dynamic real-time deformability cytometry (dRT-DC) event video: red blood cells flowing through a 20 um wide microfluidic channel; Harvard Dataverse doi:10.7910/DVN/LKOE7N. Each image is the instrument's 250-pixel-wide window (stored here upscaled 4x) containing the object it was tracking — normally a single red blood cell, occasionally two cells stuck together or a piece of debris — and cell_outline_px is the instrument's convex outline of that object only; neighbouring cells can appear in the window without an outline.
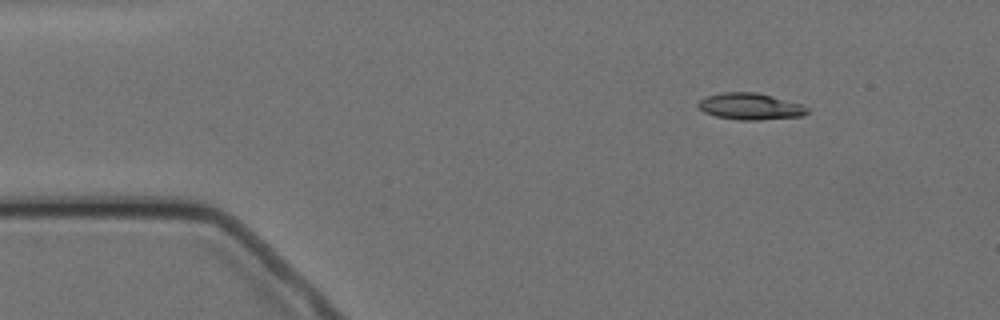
{"species": "Egyptian fruit bat (a non-hibernating species)", "species_latin": "Rousettus aegyptiacus", "temperature_condition": "cold", "stored_images_in_passage": 10, "camera_frame_rate_fps": 3000, "um_per_image_px": 0.085, "animal": {"sex": "female"}, "frame": {"image": 1, "passage_image": 2, "time_ms": 1.333, "image_size_px": [1000, 320], "cell_outline_px": [[808, 112], [804, 116], [760, 120], [740, 120], [716, 116], [704, 112], [696, 104], [700, 100], [708, 96], [720, 92], [756, 92], [772, 96], [800, 104], [808, 108]], "centroid_in_image_um": [63.77, 9.05], "position_along_channel_um": 21.2, "area_um2": 16.82}}
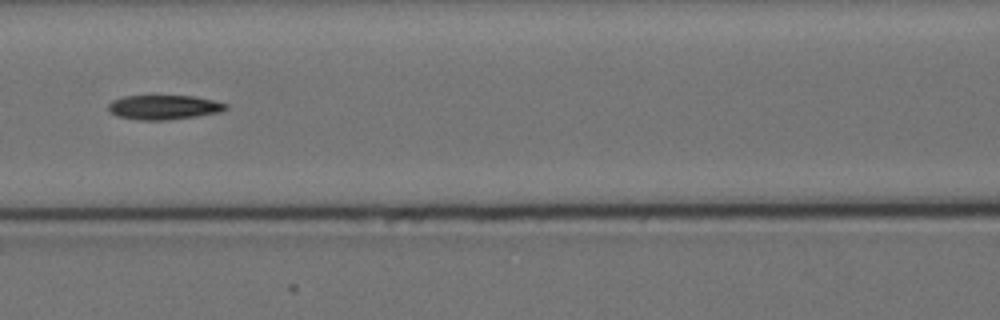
{"frame": {"image": 2, "passage_image": 7, "time_ms": 7.0, "image_size_px": [1000, 320], "cell_outline_px": [[228, 108], [224, 112], [168, 120], [140, 120], [116, 116], [108, 108], [108, 104], [112, 100], [124, 96], [192, 96], [212, 100], [228, 104]], "centroid_in_image_um": [13.95, 9.12], "position_along_channel_um": 152.6, "area_um2": 16.76}}
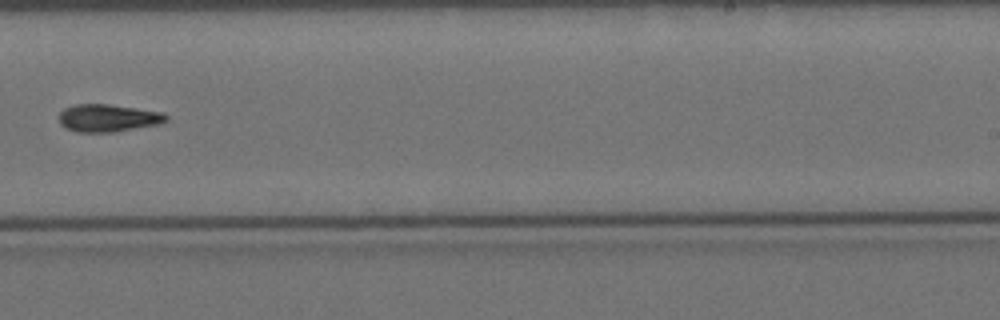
{"frame": {"image": 3, "passage_image": 10, "time_ms": 10.667, "image_size_px": [1000, 320], "cell_outline_px": [[168, 120], [160, 124], [116, 132], [76, 132], [60, 124], [60, 112], [64, 108], [72, 104], [108, 104], [164, 112], [168, 116]], "centroid_in_image_um": [9.21, 10.03], "position_along_channel_um": 279.8, "area_um2": 17.34}}